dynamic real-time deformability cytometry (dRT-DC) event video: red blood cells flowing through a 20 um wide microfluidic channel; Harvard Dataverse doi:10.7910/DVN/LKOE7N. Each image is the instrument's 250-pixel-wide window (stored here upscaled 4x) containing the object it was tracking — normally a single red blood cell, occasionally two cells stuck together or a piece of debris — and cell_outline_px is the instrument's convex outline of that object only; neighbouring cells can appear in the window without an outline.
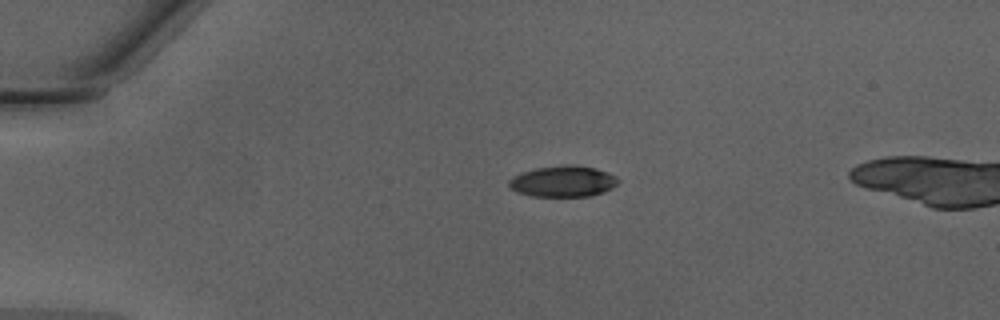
{"species": "Egyptian fruit bat (a non-hibernating species)", "species_latin": "Rousettus aegyptiacus", "temperature_condition": "warm", "stored_images_in_passage": 6, "camera_frame_rate_fps": 3000, "um_per_image_px": 0.085, "animal": {"sex": "male"}, "frame": {"image": 1, "passage_image": 1, "time_ms": 0.0, "image_size_px": [1000, 320], "cell_outline_px": [[620, 180], [612, 188], [604, 192], [588, 196], [532, 196], [516, 192], [508, 184], [508, 180], [512, 176], [520, 172], [536, 168], [568, 164], [572, 164], [596, 168], [608, 172], [616, 176]], "centroid_in_image_um": [47.85, 15.4], "position_along_channel_um": 37.1, "area_um2": 19.94}}